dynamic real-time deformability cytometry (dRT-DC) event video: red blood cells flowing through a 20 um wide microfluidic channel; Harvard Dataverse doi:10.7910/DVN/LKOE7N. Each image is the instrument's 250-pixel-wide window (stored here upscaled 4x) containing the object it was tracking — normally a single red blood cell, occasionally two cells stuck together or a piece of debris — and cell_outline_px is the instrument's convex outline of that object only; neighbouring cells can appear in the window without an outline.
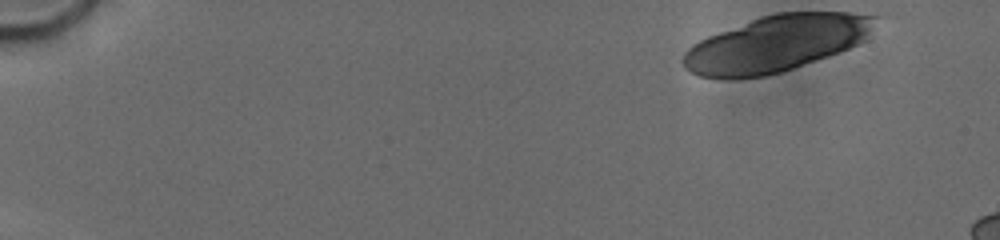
{"species": "human", "species_latin": "Homo sapiens", "temperature_condition": "cold", "stored_images_in_passage": 18, "camera_frame_rate_fps": 3000, "um_per_image_px": 0.085, "donor": {"sex": "male"}, "frame": {"image": 1, "passage_image": 1, "time_ms": 0.0, "image_size_px": [1000, 240], "cell_outline_px": [[880, 16], [864, 40], [848, 48], [828, 56], [780, 72], [764, 76], [700, 76], [684, 68], [680, 60], [684, 52], [692, 44], [708, 36], [760, 16], [776, 12], [848, 12]], "centroid_in_image_um": [65.98, 3.66], "position_along_channel_um": 19.0, "area_um2": 62.02}}